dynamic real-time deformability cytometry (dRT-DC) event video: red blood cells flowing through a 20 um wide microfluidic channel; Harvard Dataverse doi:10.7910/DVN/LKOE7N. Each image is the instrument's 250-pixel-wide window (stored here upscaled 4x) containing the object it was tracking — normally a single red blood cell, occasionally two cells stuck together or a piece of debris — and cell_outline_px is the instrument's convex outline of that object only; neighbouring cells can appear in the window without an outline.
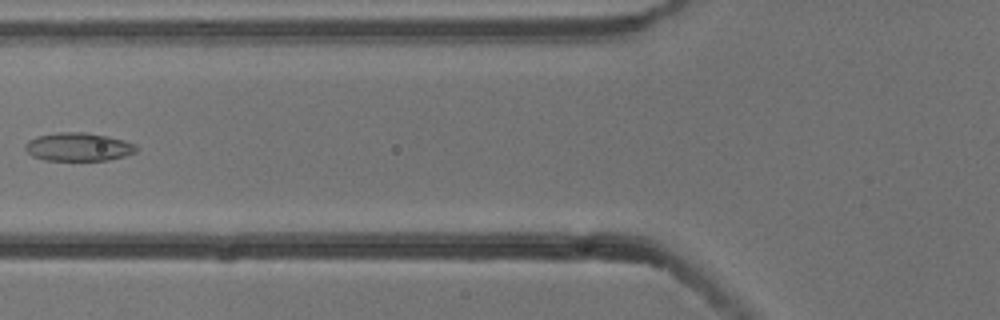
{"species": "common noctule bat (a hibernating species)", "species_latin": "Nyctalus noctula", "temperature_condition": "cold", "stored_images_in_passage": 2, "camera_frame_rate_fps": 3000, "um_per_image_px": 0.085, "animal": {"sex": "male", "body_mass_g": 13.3}, "frame": {"image": 1, "passage_image": 2, "time_ms": 0.333, "image_size_px": [1000, 320], "cell_outline_px": [[136, 152], [124, 156], [108, 160], [44, 160], [32, 156], [24, 148], [24, 144], [28, 140], [36, 136], [56, 132], [84, 132], [108, 136], [124, 140], [136, 144]], "centroid_in_image_um": [6.63, 12.48], "position_along_channel_um": 119.2, "area_um2": 18.44}}